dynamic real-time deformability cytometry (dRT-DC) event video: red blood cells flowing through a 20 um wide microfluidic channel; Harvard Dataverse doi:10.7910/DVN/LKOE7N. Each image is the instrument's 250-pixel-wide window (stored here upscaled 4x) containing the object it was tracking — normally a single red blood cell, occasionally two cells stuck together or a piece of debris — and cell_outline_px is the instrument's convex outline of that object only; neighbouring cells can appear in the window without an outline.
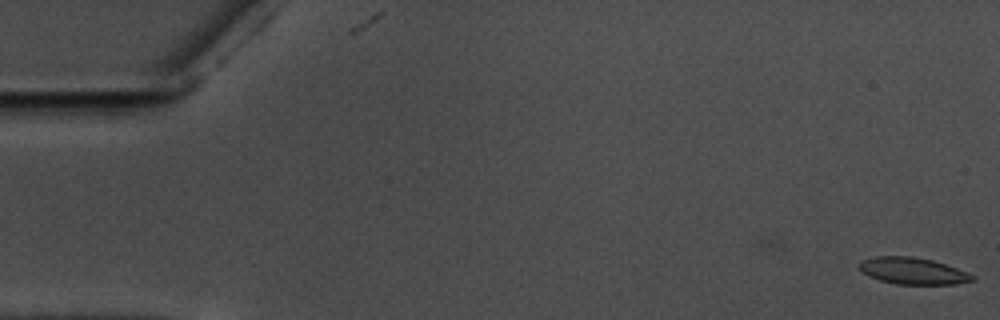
{"species": "common noctule bat (a hibernating species)", "species_latin": "Nyctalus noctula", "temperature_condition": "warm", "stored_images_in_passage": 58, "camera_frame_rate_fps": 3000, "um_per_image_px": 0.085, "animal": {"sex": "male", "body_mass_g": 17.5, "forearm_length_mm": 52.3}, "frame": {"image": 1, "passage_image": 1, "time_ms": 0.0, "image_size_px": [1000, 320], "cell_outline_px": [[976, 280], [956, 284], [896, 284], [880, 280], [868, 276], [856, 264], [860, 260], [872, 256], [912, 256], [932, 260], [968, 272], [976, 276]], "centroid_in_image_um": [77.58, 23.02], "position_along_channel_um": 7.4, "area_um2": 17.74}}
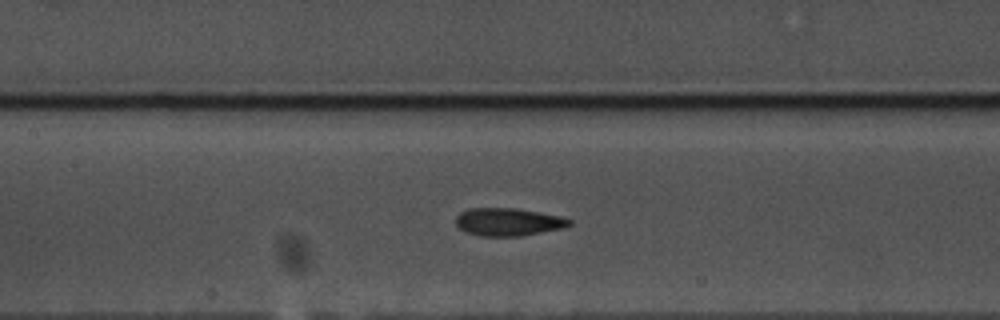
{"frame": {"image": 2, "passage_image": 27, "time_ms": 8.667, "image_size_px": [1000, 320], "cell_outline_px": [[572, 224], [564, 228], [520, 236], [480, 236], [464, 232], [456, 224], [456, 216], [460, 212], [468, 208], [516, 208], [560, 216], [572, 220]], "centroid_in_image_um": [43.18, 18.86], "position_along_channel_um": 164.2, "area_um2": 18.5}}
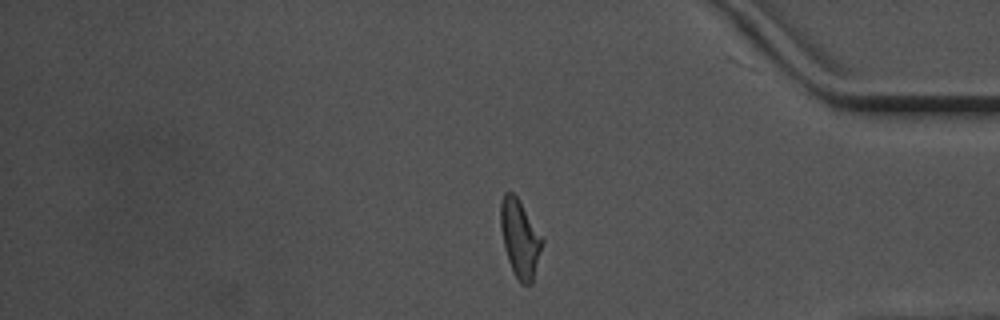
{"frame": {"image": 3, "passage_image": 48, "time_ms": 15.667, "image_size_px": [1000, 320], "cell_outline_px": [[544, 240], [532, 284], [520, 284], [508, 260], [500, 228], [500, 204], [504, 192], [512, 192], [516, 196]], "centroid_in_image_um": [44.19, 20.28], "position_along_channel_um": 391.0, "area_um2": 18.5}, "authors_computed_cell_mechanics": {"area_um2": 18.1781, "velocity_mm_per_s": 3.5719, "shape_relaxation_time_tau1_ms": 5.4755, "shape_relaxation_time_tau2_ms": 2.6041, "deformation_change_tau1": 0.163, "deformation_change_tau2": 0.0913}}